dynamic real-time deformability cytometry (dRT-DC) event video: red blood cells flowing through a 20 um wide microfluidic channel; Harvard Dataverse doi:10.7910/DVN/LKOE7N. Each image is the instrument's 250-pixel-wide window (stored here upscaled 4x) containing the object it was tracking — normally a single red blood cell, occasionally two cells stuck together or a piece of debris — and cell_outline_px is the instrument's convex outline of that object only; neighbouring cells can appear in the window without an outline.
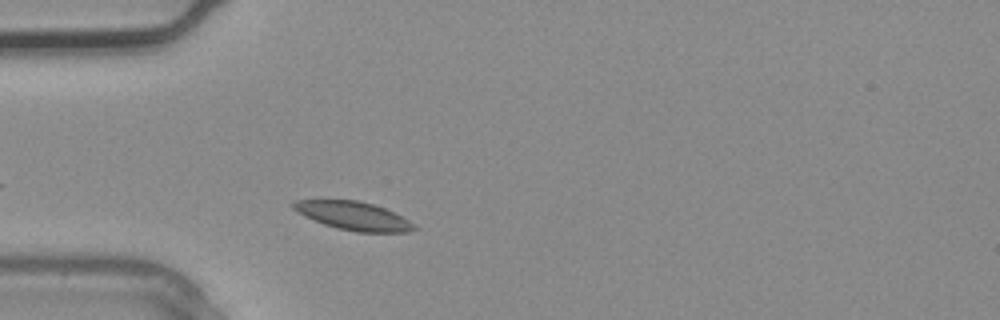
{"species": "common noctule bat (a hibernating species)", "species_latin": "Nyctalus noctula", "temperature_condition": "warm", "stored_images_in_passage": 1, "camera_frame_rate_fps": 3000, "um_per_image_px": 0.085, "animal": {"sex": "male", "body_mass_g": 20.4}, "frame": {"image": 1, "passage_image": 1, "time_ms": 0.0, "image_size_px": [1000, 320], "cell_outline_px": [[420, 228], [408, 232], [356, 232], [336, 228], [324, 224], [292, 208], [292, 204], [296, 200], [356, 200], [372, 204], [384, 208], [416, 224]], "centroid_in_image_um": [30.11, 18.36], "position_along_channel_um": 54.9, "area_um2": 19.65}}